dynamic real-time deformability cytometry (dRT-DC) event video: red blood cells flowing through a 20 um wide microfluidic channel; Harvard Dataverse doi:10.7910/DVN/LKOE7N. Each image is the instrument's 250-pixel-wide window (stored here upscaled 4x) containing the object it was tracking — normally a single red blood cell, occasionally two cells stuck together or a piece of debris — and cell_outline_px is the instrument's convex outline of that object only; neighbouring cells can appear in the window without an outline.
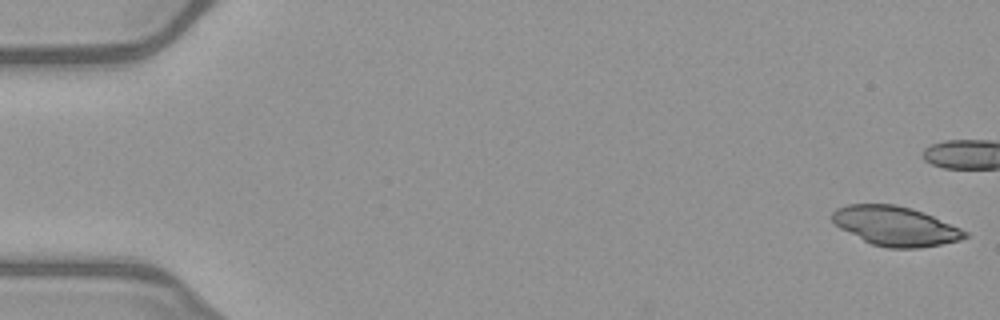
{"species": "common noctule bat (a hibernating species)", "species_latin": "Nyctalus noctula", "temperature_condition": "warm", "stored_images_in_passage": 40, "camera_frame_rate_fps": 3000, "um_per_image_px": 0.085, "animal": {"sex": "female", "body_mass_g": 21.9}, "frame": {"image": 1, "passage_image": 1, "time_ms": 0.0, "image_size_px": [1000, 320], "cell_outline_px": [[968, 236], [960, 240], [920, 248], [888, 248], [872, 244], [840, 228], [832, 220], [832, 212], [836, 208], [848, 204], [896, 204], [912, 208], [924, 212], [960, 228], [968, 232]], "centroid_in_image_um": [76.11, 19.2], "position_along_channel_um": 8.9, "area_um2": 30.35}}